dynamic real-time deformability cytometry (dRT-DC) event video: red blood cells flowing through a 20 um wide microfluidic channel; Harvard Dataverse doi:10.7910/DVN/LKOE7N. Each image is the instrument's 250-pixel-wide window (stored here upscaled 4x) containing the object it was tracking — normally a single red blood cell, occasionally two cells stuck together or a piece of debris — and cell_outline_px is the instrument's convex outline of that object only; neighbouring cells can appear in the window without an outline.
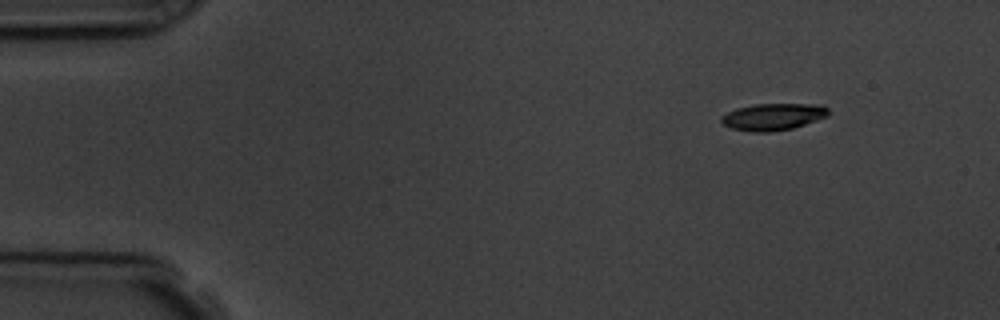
{"species": "common noctule bat (a hibernating species)", "species_latin": "Nyctalus noctula", "temperature_condition": "room temperature", "stored_images_in_passage": 5, "segment_of_instrument_passage": [2, 2], "camera_frame_rate_fps": 3000, "um_per_image_px": 0.085, "animal": {"sex": "male", "body_mass_g": 19.5, "forearm_length_mm": 54.6}, "frame": {"image": 1, "passage_image": 5, "time_ms": 4.667, "image_size_px": [1000, 320], "cell_outline_px": [[828, 116], [792, 128], [768, 132], [752, 132], [732, 128], [724, 124], [720, 120], [720, 116], [736, 108], [756, 104], [824, 104], [828, 108]], "centroid_in_image_um": [65.71, 9.91], "position_along_channel_um": 19.3, "area_um2": 16.7}}